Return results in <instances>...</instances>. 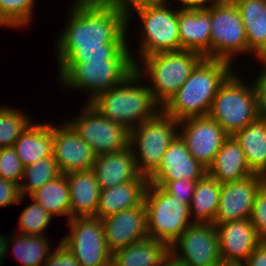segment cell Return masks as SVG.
Returning <instances> with one entry per match:
<instances>
[{"mask_svg": "<svg viewBox=\"0 0 266 266\" xmlns=\"http://www.w3.org/2000/svg\"><path fill=\"white\" fill-rule=\"evenodd\" d=\"M43 266H81L73 254L59 242L58 246L52 251Z\"/></svg>", "mask_w": 266, "mask_h": 266, "instance_id": "42", "label": "cell"}, {"mask_svg": "<svg viewBox=\"0 0 266 266\" xmlns=\"http://www.w3.org/2000/svg\"><path fill=\"white\" fill-rule=\"evenodd\" d=\"M14 108L0 106V148L13 147L15 141L32 123L31 117Z\"/></svg>", "mask_w": 266, "mask_h": 266, "instance_id": "33", "label": "cell"}, {"mask_svg": "<svg viewBox=\"0 0 266 266\" xmlns=\"http://www.w3.org/2000/svg\"><path fill=\"white\" fill-rule=\"evenodd\" d=\"M67 122L97 156L119 152L129 147L130 131L124 125L103 117L89 103L81 108L78 117Z\"/></svg>", "mask_w": 266, "mask_h": 266, "instance_id": "11", "label": "cell"}, {"mask_svg": "<svg viewBox=\"0 0 266 266\" xmlns=\"http://www.w3.org/2000/svg\"><path fill=\"white\" fill-rule=\"evenodd\" d=\"M179 121L162 110L130 131L129 146L137 170L147 179L158 169L170 142L178 134Z\"/></svg>", "mask_w": 266, "mask_h": 266, "instance_id": "6", "label": "cell"}, {"mask_svg": "<svg viewBox=\"0 0 266 266\" xmlns=\"http://www.w3.org/2000/svg\"><path fill=\"white\" fill-rule=\"evenodd\" d=\"M257 61L261 62L263 70L252 83L256 91L258 112L260 116H266V56L258 57Z\"/></svg>", "mask_w": 266, "mask_h": 266, "instance_id": "41", "label": "cell"}, {"mask_svg": "<svg viewBox=\"0 0 266 266\" xmlns=\"http://www.w3.org/2000/svg\"><path fill=\"white\" fill-rule=\"evenodd\" d=\"M69 184L70 219L96 217L100 188L92 169L65 174Z\"/></svg>", "mask_w": 266, "mask_h": 266, "instance_id": "22", "label": "cell"}, {"mask_svg": "<svg viewBox=\"0 0 266 266\" xmlns=\"http://www.w3.org/2000/svg\"><path fill=\"white\" fill-rule=\"evenodd\" d=\"M265 177L253 174L239 181L221 184V194L214 223L251 218L254 201Z\"/></svg>", "mask_w": 266, "mask_h": 266, "instance_id": "16", "label": "cell"}, {"mask_svg": "<svg viewBox=\"0 0 266 266\" xmlns=\"http://www.w3.org/2000/svg\"><path fill=\"white\" fill-rule=\"evenodd\" d=\"M13 148L24 168L39 159L53 157V124L32 122L15 141Z\"/></svg>", "mask_w": 266, "mask_h": 266, "instance_id": "25", "label": "cell"}, {"mask_svg": "<svg viewBox=\"0 0 266 266\" xmlns=\"http://www.w3.org/2000/svg\"><path fill=\"white\" fill-rule=\"evenodd\" d=\"M92 170L100 190H106L134 179H147L139 174L135 155L130 146L119 152L97 156Z\"/></svg>", "mask_w": 266, "mask_h": 266, "instance_id": "21", "label": "cell"}, {"mask_svg": "<svg viewBox=\"0 0 266 266\" xmlns=\"http://www.w3.org/2000/svg\"><path fill=\"white\" fill-rule=\"evenodd\" d=\"M106 244L111 253L148 238L147 213L144 201L102 219Z\"/></svg>", "mask_w": 266, "mask_h": 266, "instance_id": "18", "label": "cell"}, {"mask_svg": "<svg viewBox=\"0 0 266 266\" xmlns=\"http://www.w3.org/2000/svg\"><path fill=\"white\" fill-rule=\"evenodd\" d=\"M248 54L245 26L232 0L211 3V59L233 63L235 55Z\"/></svg>", "mask_w": 266, "mask_h": 266, "instance_id": "10", "label": "cell"}, {"mask_svg": "<svg viewBox=\"0 0 266 266\" xmlns=\"http://www.w3.org/2000/svg\"><path fill=\"white\" fill-rule=\"evenodd\" d=\"M241 266H266V242H261Z\"/></svg>", "mask_w": 266, "mask_h": 266, "instance_id": "43", "label": "cell"}, {"mask_svg": "<svg viewBox=\"0 0 266 266\" xmlns=\"http://www.w3.org/2000/svg\"><path fill=\"white\" fill-rule=\"evenodd\" d=\"M31 204L23 209L19 218V230L17 233L24 235L40 236L46 235L44 232L55 216H52L37 202L32 200Z\"/></svg>", "mask_w": 266, "mask_h": 266, "instance_id": "34", "label": "cell"}, {"mask_svg": "<svg viewBox=\"0 0 266 266\" xmlns=\"http://www.w3.org/2000/svg\"><path fill=\"white\" fill-rule=\"evenodd\" d=\"M127 18V28L130 24L134 11L146 7L161 6L170 3L168 0H112ZM168 1V2H167Z\"/></svg>", "mask_w": 266, "mask_h": 266, "instance_id": "39", "label": "cell"}, {"mask_svg": "<svg viewBox=\"0 0 266 266\" xmlns=\"http://www.w3.org/2000/svg\"><path fill=\"white\" fill-rule=\"evenodd\" d=\"M11 27V28H15L3 15H2V13L0 12V27Z\"/></svg>", "mask_w": 266, "mask_h": 266, "instance_id": "47", "label": "cell"}, {"mask_svg": "<svg viewBox=\"0 0 266 266\" xmlns=\"http://www.w3.org/2000/svg\"><path fill=\"white\" fill-rule=\"evenodd\" d=\"M162 266H187L186 264L174 259L171 255H169L163 262Z\"/></svg>", "mask_w": 266, "mask_h": 266, "instance_id": "46", "label": "cell"}, {"mask_svg": "<svg viewBox=\"0 0 266 266\" xmlns=\"http://www.w3.org/2000/svg\"><path fill=\"white\" fill-rule=\"evenodd\" d=\"M178 134L192 157L205 168L213 163L229 135L211 117H193L179 121Z\"/></svg>", "mask_w": 266, "mask_h": 266, "instance_id": "14", "label": "cell"}, {"mask_svg": "<svg viewBox=\"0 0 266 266\" xmlns=\"http://www.w3.org/2000/svg\"><path fill=\"white\" fill-rule=\"evenodd\" d=\"M148 179H134L133 181L101 190L96 217L101 220L139 206L144 201V194Z\"/></svg>", "mask_w": 266, "mask_h": 266, "instance_id": "24", "label": "cell"}, {"mask_svg": "<svg viewBox=\"0 0 266 266\" xmlns=\"http://www.w3.org/2000/svg\"><path fill=\"white\" fill-rule=\"evenodd\" d=\"M214 224L223 264L242 265L261 243L250 218Z\"/></svg>", "mask_w": 266, "mask_h": 266, "instance_id": "19", "label": "cell"}, {"mask_svg": "<svg viewBox=\"0 0 266 266\" xmlns=\"http://www.w3.org/2000/svg\"><path fill=\"white\" fill-rule=\"evenodd\" d=\"M144 203L149 238L170 246L192 224L189 205L181 203L162 187L148 183Z\"/></svg>", "mask_w": 266, "mask_h": 266, "instance_id": "7", "label": "cell"}, {"mask_svg": "<svg viewBox=\"0 0 266 266\" xmlns=\"http://www.w3.org/2000/svg\"><path fill=\"white\" fill-rule=\"evenodd\" d=\"M207 173L219 184L239 181L253 175L243 149L233 136L224 141Z\"/></svg>", "mask_w": 266, "mask_h": 266, "instance_id": "23", "label": "cell"}, {"mask_svg": "<svg viewBox=\"0 0 266 266\" xmlns=\"http://www.w3.org/2000/svg\"><path fill=\"white\" fill-rule=\"evenodd\" d=\"M203 58L201 54L189 50L157 53L142 57L141 62L135 64V71L143 79H150L151 86L148 83V87L155 101L163 107Z\"/></svg>", "mask_w": 266, "mask_h": 266, "instance_id": "4", "label": "cell"}, {"mask_svg": "<svg viewBox=\"0 0 266 266\" xmlns=\"http://www.w3.org/2000/svg\"><path fill=\"white\" fill-rule=\"evenodd\" d=\"M170 255L187 266H220L219 236L215 224H191L169 246Z\"/></svg>", "mask_w": 266, "mask_h": 266, "instance_id": "13", "label": "cell"}, {"mask_svg": "<svg viewBox=\"0 0 266 266\" xmlns=\"http://www.w3.org/2000/svg\"><path fill=\"white\" fill-rule=\"evenodd\" d=\"M178 31L181 50L211 59V4L178 7Z\"/></svg>", "mask_w": 266, "mask_h": 266, "instance_id": "17", "label": "cell"}, {"mask_svg": "<svg viewBox=\"0 0 266 266\" xmlns=\"http://www.w3.org/2000/svg\"><path fill=\"white\" fill-rule=\"evenodd\" d=\"M134 71V61L73 63L59 77L58 82L62 88L82 89L87 92L89 103L100 93L122 84Z\"/></svg>", "mask_w": 266, "mask_h": 266, "instance_id": "8", "label": "cell"}, {"mask_svg": "<svg viewBox=\"0 0 266 266\" xmlns=\"http://www.w3.org/2000/svg\"><path fill=\"white\" fill-rule=\"evenodd\" d=\"M142 82L144 79L134 71L122 84L100 93L89 104L103 117L131 131L162 110L148 85Z\"/></svg>", "mask_w": 266, "mask_h": 266, "instance_id": "3", "label": "cell"}, {"mask_svg": "<svg viewBox=\"0 0 266 266\" xmlns=\"http://www.w3.org/2000/svg\"><path fill=\"white\" fill-rule=\"evenodd\" d=\"M233 137L243 149L250 171L266 177V116H259Z\"/></svg>", "mask_w": 266, "mask_h": 266, "instance_id": "28", "label": "cell"}, {"mask_svg": "<svg viewBox=\"0 0 266 266\" xmlns=\"http://www.w3.org/2000/svg\"><path fill=\"white\" fill-rule=\"evenodd\" d=\"M178 1L181 6H206L211 3L218 2L220 0H175Z\"/></svg>", "mask_w": 266, "mask_h": 266, "instance_id": "45", "label": "cell"}, {"mask_svg": "<svg viewBox=\"0 0 266 266\" xmlns=\"http://www.w3.org/2000/svg\"><path fill=\"white\" fill-rule=\"evenodd\" d=\"M169 255L167 243L148 237L113 252L111 266H162Z\"/></svg>", "mask_w": 266, "mask_h": 266, "instance_id": "27", "label": "cell"}, {"mask_svg": "<svg viewBox=\"0 0 266 266\" xmlns=\"http://www.w3.org/2000/svg\"><path fill=\"white\" fill-rule=\"evenodd\" d=\"M245 26L248 53L266 56V0H232Z\"/></svg>", "mask_w": 266, "mask_h": 266, "instance_id": "26", "label": "cell"}, {"mask_svg": "<svg viewBox=\"0 0 266 266\" xmlns=\"http://www.w3.org/2000/svg\"><path fill=\"white\" fill-rule=\"evenodd\" d=\"M35 0H0V12L15 27H26L32 21Z\"/></svg>", "mask_w": 266, "mask_h": 266, "instance_id": "35", "label": "cell"}, {"mask_svg": "<svg viewBox=\"0 0 266 266\" xmlns=\"http://www.w3.org/2000/svg\"><path fill=\"white\" fill-rule=\"evenodd\" d=\"M26 200L25 196L20 195L19 185L0 178V207H8L20 204Z\"/></svg>", "mask_w": 266, "mask_h": 266, "instance_id": "40", "label": "cell"}, {"mask_svg": "<svg viewBox=\"0 0 266 266\" xmlns=\"http://www.w3.org/2000/svg\"><path fill=\"white\" fill-rule=\"evenodd\" d=\"M148 183L164 188L181 203L190 205L197 181L178 179L175 181H148Z\"/></svg>", "mask_w": 266, "mask_h": 266, "instance_id": "38", "label": "cell"}, {"mask_svg": "<svg viewBox=\"0 0 266 266\" xmlns=\"http://www.w3.org/2000/svg\"><path fill=\"white\" fill-rule=\"evenodd\" d=\"M9 238L10 236L8 235H2L0 233V266L4 264V257L8 253V245H9Z\"/></svg>", "mask_w": 266, "mask_h": 266, "instance_id": "44", "label": "cell"}, {"mask_svg": "<svg viewBox=\"0 0 266 266\" xmlns=\"http://www.w3.org/2000/svg\"><path fill=\"white\" fill-rule=\"evenodd\" d=\"M251 222L261 242H266V181L257 191Z\"/></svg>", "mask_w": 266, "mask_h": 266, "instance_id": "37", "label": "cell"}, {"mask_svg": "<svg viewBox=\"0 0 266 266\" xmlns=\"http://www.w3.org/2000/svg\"><path fill=\"white\" fill-rule=\"evenodd\" d=\"M10 240L8 250L23 266H43L51 253L50 242L47 236L24 235L16 232ZM11 242V243H10ZM11 246V249H10Z\"/></svg>", "mask_w": 266, "mask_h": 266, "instance_id": "31", "label": "cell"}, {"mask_svg": "<svg viewBox=\"0 0 266 266\" xmlns=\"http://www.w3.org/2000/svg\"><path fill=\"white\" fill-rule=\"evenodd\" d=\"M221 194V184L206 173L197 181L190 202L192 224H214Z\"/></svg>", "mask_w": 266, "mask_h": 266, "instance_id": "29", "label": "cell"}, {"mask_svg": "<svg viewBox=\"0 0 266 266\" xmlns=\"http://www.w3.org/2000/svg\"><path fill=\"white\" fill-rule=\"evenodd\" d=\"M24 167L13 147L0 148V178L20 184Z\"/></svg>", "mask_w": 266, "mask_h": 266, "instance_id": "36", "label": "cell"}, {"mask_svg": "<svg viewBox=\"0 0 266 266\" xmlns=\"http://www.w3.org/2000/svg\"><path fill=\"white\" fill-rule=\"evenodd\" d=\"M97 155L66 121L53 125V158L62 174L93 168Z\"/></svg>", "mask_w": 266, "mask_h": 266, "instance_id": "15", "label": "cell"}, {"mask_svg": "<svg viewBox=\"0 0 266 266\" xmlns=\"http://www.w3.org/2000/svg\"><path fill=\"white\" fill-rule=\"evenodd\" d=\"M61 174L59 166L53 157L37 160L24 168L22 180L19 184L20 195L27 198L45 183L56 179Z\"/></svg>", "mask_w": 266, "mask_h": 266, "instance_id": "32", "label": "cell"}, {"mask_svg": "<svg viewBox=\"0 0 266 266\" xmlns=\"http://www.w3.org/2000/svg\"><path fill=\"white\" fill-rule=\"evenodd\" d=\"M68 25L55 42L58 78L73 64L133 61L126 39L127 18L112 0H73Z\"/></svg>", "mask_w": 266, "mask_h": 266, "instance_id": "1", "label": "cell"}, {"mask_svg": "<svg viewBox=\"0 0 266 266\" xmlns=\"http://www.w3.org/2000/svg\"><path fill=\"white\" fill-rule=\"evenodd\" d=\"M206 173L207 168L192 157L184 140L177 134L164 153L158 169L148 181H198Z\"/></svg>", "mask_w": 266, "mask_h": 266, "instance_id": "20", "label": "cell"}, {"mask_svg": "<svg viewBox=\"0 0 266 266\" xmlns=\"http://www.w3.org/2000/svg\"><path fill=\"white\" fill-rule=\"evenodd\" d=\"M173 1L161 6L139 9L136 15L141 19V41L138 57H132L134 64L142 57L157 53L181 50L178 31V8L172 9Z\"/></svg>", "mask_w": 266, "mask_h": 266, "instance_id": "9", "label": "cell"}, {"mask_svg": "<svg viewBox=\"0 0 266 266\" xmlns=\"http://www.w3.org/2000/svg\"><path fill=\"white\" fill-rule=\"evenodd\" d=\"M30 197L52 216H66L70 220L69 184L65 174L45 183Z\"/></svg>", "mask_w": 266, "mask_h": 266, "instance_id": "30", "label": "cell"}, {"mask_svg": "<svg viewBox=\"0 0 266 266\" xmlns=\"http://www.w3.org/2000/svg\"><path fill=\"white\" fill-rule=\"evenodd\" d=\"M233 71L227 61L203 58L162 111L177 121L208 116L220 85Z\"/></svg>", "mask_w": 266, "mask_h": 266, "instance_id": "2", "label": "cell"}, {"mask_svg": "<svg viewBox=\"0 0 266 266\" xmlns=\"http://www.w3.org/2000/svg\"><path fill=\"white\" fill-rule=\"evenodd\" d=\"M70 233L60 242L68 248L81 266H111L102 220L97 217H76L68 221Z\"/></svg>", "mask_w": 266, "mask_h": 266, "instance_id": "12", "label": "cell"}, {"mask_svg": "<svg viewBox=\"0 0 266 266\" xmlns=\"http://www.w3.org/2000/svg\"><path fill=\"white\" fill-rule=\"evenodd\" d=\"M236 73L234 69L220 85L208 114L229 136L260 116L254 85L246 83Z\"/></svg>", "mask_w": 266, "mask_h": 266, "instance_id": "5", "label": "cell"}]
</instances>
